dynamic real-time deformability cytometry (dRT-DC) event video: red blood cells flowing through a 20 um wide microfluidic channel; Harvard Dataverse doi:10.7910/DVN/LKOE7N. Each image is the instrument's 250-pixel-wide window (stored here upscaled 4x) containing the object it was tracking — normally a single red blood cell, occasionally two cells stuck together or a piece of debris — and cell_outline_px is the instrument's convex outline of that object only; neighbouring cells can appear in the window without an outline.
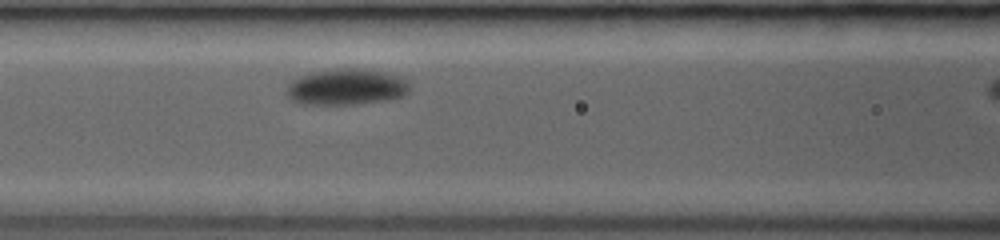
{"species": "common noctule bat (a hibernating species)", "species_latin": "Nyctalus noctula", "temperature_condition": "room temperature", "stored_images_in_passage": 7, "camera_frame_rate_fps": 3000, "um_per_image_px": 0.085, "animal": {"sex": "female", "body_mass_g": 19.0, "forearm_length_mm": 53.3}, "frame": {"image": 1, "passage_image": 6, "time_ms": 1.667, "image_size_px": [1000, 240], "cell_outline_px": [[408, 92], [404, 96], [388, 100], [356, 104], [300, 104], [292, 100], [288, 96], [288, 84], [296, 76], [308, 72], [332, 68], [360, 68], [384, 72], [408, 80]], "centroid_in_image_um": [29.41, 7.38], "position_along_channel_um": 137.2, "area_um2": 26.18}}